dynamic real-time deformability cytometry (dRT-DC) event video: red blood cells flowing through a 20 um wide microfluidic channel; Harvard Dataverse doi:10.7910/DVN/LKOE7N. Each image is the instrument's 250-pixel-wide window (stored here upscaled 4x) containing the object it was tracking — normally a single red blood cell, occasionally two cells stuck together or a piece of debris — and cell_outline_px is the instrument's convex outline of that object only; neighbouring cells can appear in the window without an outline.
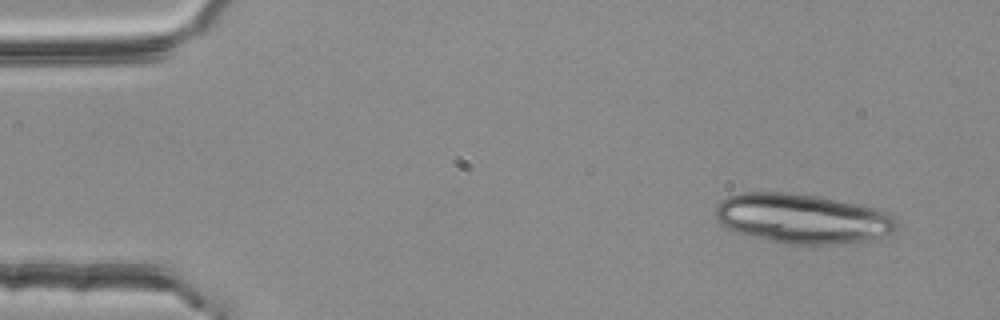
{"species": "common noctule bat (a hibernating species)", "species_latin": "Nyctalus noctula", "temperature_condition": "room temperature", "stored_images_in_passage": 4, "camera_frame_rate_fps": 3000, "um_per_image_px": 0.085, "animal": {"sex": "female", "body_mass_g": 25.1}, "frame": {"image": 1, "passage_image": 1, "time_ms": 0.0, "image_size_px": [1000, 320], "cell_outline_px": [[900, 228], [892, 232], [864, 240], [836, 244], [784, 244], [736, 232], [720, 224], [716, 220], [716, 204], [720, 200], [728, 196], [744, 192], [788, 192], [820, 196], [860, 204], [884, 212], [892, 216], [896, 220]], "centroid_in_image_um": [68.15, 18.56], "position_along_channel_um": 16.8, "area_um2": 52.37}}